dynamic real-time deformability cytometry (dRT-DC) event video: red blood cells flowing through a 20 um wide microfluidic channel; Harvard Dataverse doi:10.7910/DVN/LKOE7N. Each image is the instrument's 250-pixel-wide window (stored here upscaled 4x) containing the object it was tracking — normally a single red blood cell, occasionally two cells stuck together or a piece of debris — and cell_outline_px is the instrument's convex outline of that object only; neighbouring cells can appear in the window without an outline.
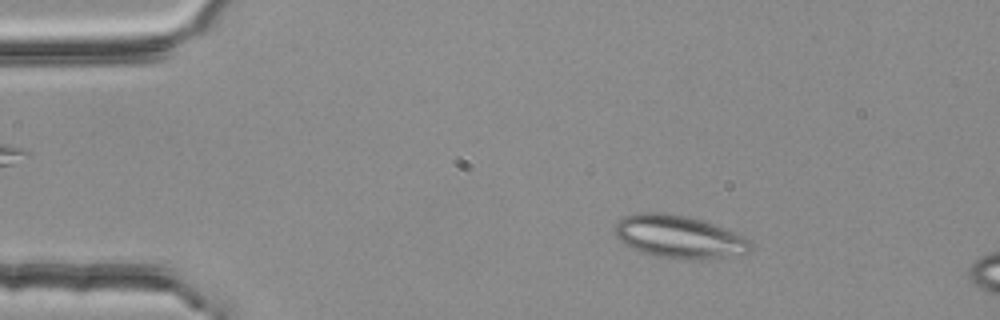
{"species": "common noctule bat (a hibernating species)", "species_latin": "Nyctalus noctula", "temperature_condition": "room temperature", "stored_images_in_passage": 3, "camera_frame_rate_fps": 3000, "um_per_image_px": 0.085, "animal": {"sex": "female", "body_mass_g": 25.1}, "frame": {"image": 1, "passage_image": 1, "time_ms": 0.0, "image_size_px": [1000, 320], "cell_outline_px": [[752, 248], [748, 252], [724, 256], [660, 256], [644, 252], [632, 248], [624, 244], [616, 236], [616, 224], [624, 216], [640, 212], [664, 212], [704, 220], [732, 232], [748, 240], [752, 244]], "centroid_in_image_um": [57.64, 20.06], "position_along_channel_um": 27.4, "area_um2": 32.14}}